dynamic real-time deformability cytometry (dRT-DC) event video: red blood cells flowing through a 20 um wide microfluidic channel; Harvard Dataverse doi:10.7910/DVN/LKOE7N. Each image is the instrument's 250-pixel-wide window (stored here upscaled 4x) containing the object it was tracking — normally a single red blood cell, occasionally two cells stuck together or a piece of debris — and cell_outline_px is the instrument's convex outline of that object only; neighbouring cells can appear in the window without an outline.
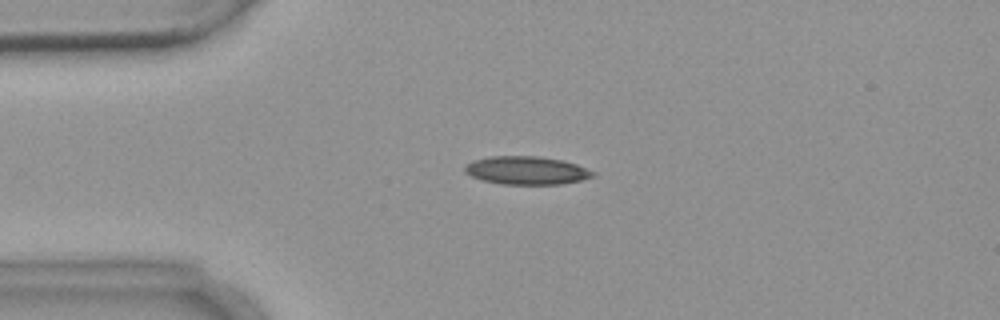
{"species": "common noctule bat (a hibernating species)", "species_latin": "Nyctalus noctula", "temperature_condition": "warm", "stored_images_in_passage": 4, "camera_frame_rate_fps": 3000, "um_per_image_px": 0.085, "animal": {"sex": "female", "body_mass_g": 18.4}, "frame": {"image": 1, "passage_image": 3, "time_ms": 2.333, "image_size_px": [1000, 320], "cell_outline_px": [[596, 172], [592, 176], [580, 180], [560, 184], [500, 184], [484, 180], [472, 176], [464, 172], [464, 164], [472, 160], [492, 156], [536, 156], [564, 160], [576, 164]], "centroid_in_image_um": [44.72, 14.47], "position_along_channel_um": 40.3, "area_um2": 20.98}}
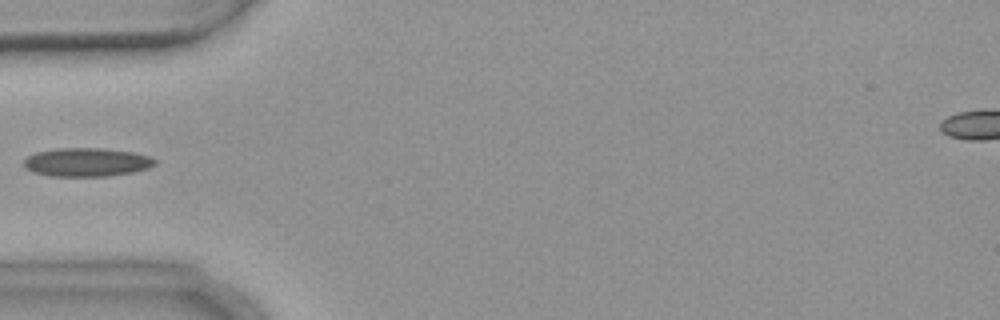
{"frame": {"image": 2, "passage_image": 4, "time_ms": 4.0, "image_size_px": [1000, 320], "cell_outline_px": [[156, 164], [148, 168], [132, 172], [108, 176], [48, 176], [24, 168], [24, 160], [28, 156], [36, 152], [56, 148], [104, 148], [132, 152], [148, 156], [156, 160]], "centroid_in_image_um": [7.36, 13.78], "position_along_channel_um": 77.6, "area_um2": 21.79}}